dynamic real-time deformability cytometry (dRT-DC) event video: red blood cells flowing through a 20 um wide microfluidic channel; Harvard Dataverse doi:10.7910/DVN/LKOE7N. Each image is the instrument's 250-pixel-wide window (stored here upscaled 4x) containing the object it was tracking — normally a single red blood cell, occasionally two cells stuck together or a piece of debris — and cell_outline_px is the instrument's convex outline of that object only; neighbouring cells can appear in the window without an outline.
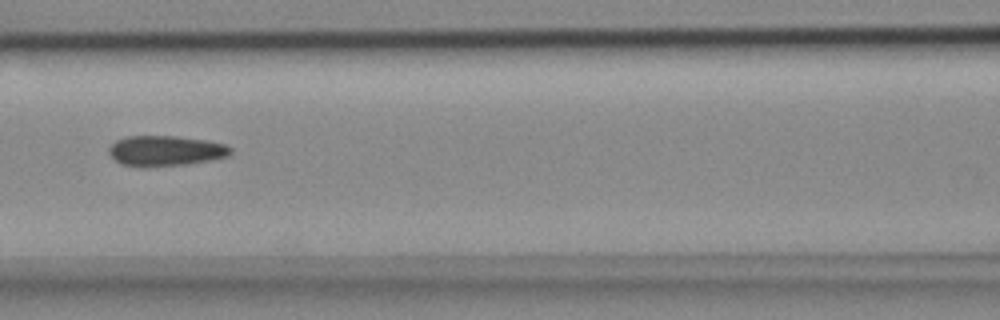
{"species": "common noctule bat (a hibernating species)", "species_latin": "Nyctalus noctula", "temperature_condition": "cold", "stored_images_in_passage": 7, "camera_frame_rate_fps": 3000, "um_per_image_px": 0.085, "animal": {"sex": "female", "body_mass_g": 18.4}, "frame": {"image": 1, "passage_image": 6, "time_ms": 1.667, "image_size_px": [1000, 320], "cell_outline_px": [[232, 152], [228, 156], [208, 160], [184, 164], [148, 168], [140, 168], [120, 164], [108, 152], [108, 148], [116, 140], [128, 136], [176, 136], [208, 140], [224, 144], [232, 148]], "centroid_in_image_um": [14.04, 12.83], "position_along_channel_um": 152.6, "area_um2": 21.73}}
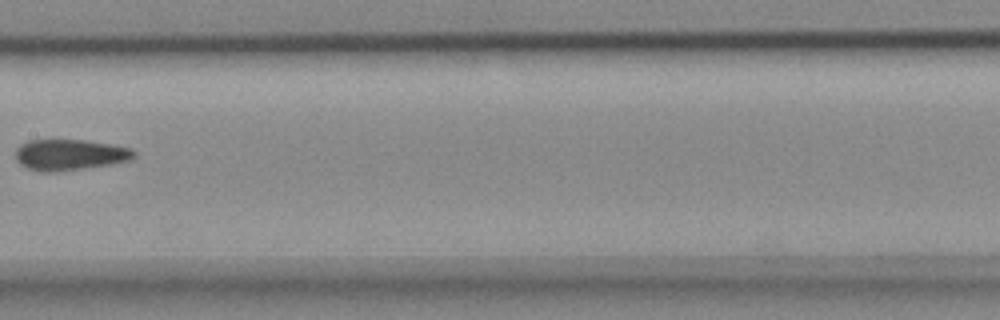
{"frame": {"image": 2, "passage_image": 7, "time_ms": 2.0, "image_size_px": [1000, 320], "cell_outline_px": [[136, 156], [132, 160], [112, 164], [52, 172], [48, 172], [28, 168], [20, 164], [16, 160], [16, 148], [20, 144], [28, 140], [84, 140], [112, 144], [132, 148], [136, 152]], "centroid_in_image_um": [5.97, 13.14], "position_along_channel_um": 201.4, "area_um2": 21.39}}